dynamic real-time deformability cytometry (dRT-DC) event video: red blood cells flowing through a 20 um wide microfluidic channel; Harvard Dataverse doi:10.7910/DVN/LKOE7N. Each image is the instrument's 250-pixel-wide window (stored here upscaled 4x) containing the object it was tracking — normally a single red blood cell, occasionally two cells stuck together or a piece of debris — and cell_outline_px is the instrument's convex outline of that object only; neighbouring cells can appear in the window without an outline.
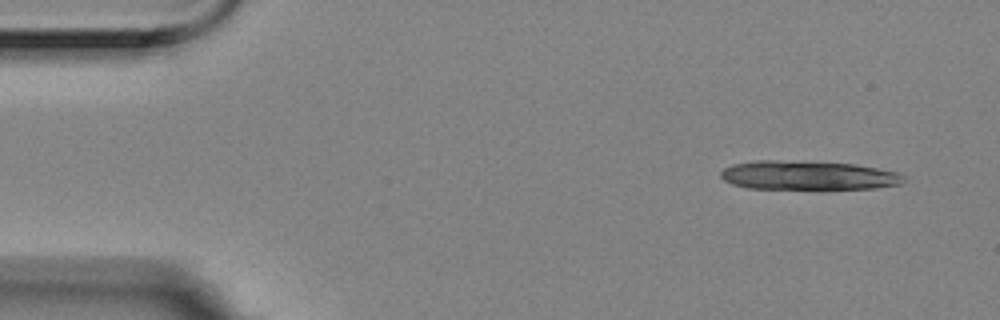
{"species": "Egyptian fruit bat (a non-hibernating species)", "species_latin": "Rousettus aegyptiacus", "temperature_condition": "room temperature", "stored_images_in_passage": 9, "camera_frame_rate_fps": 3000, "um_per_image_px": 0.085, "animal": {"sex": "female"}, "frame": {"image": 1, "passage_image": 1, "time_ms": 0.0, "image_size_px": [1000, 320], "cell_outline_px": [[904, 180], [900, 184], [876, 188], [748, 188], [732, 184], [724, 180], [720, 176], [720, 172], [724, 168], [732, 164], [756, 160], [772, 160], [856, 164], [896, 172], [904, 176]], "centroid_in_image_um": [68.64, 14.9], "position_along_channel_um": 16.4, "area_um2": 30.52}}
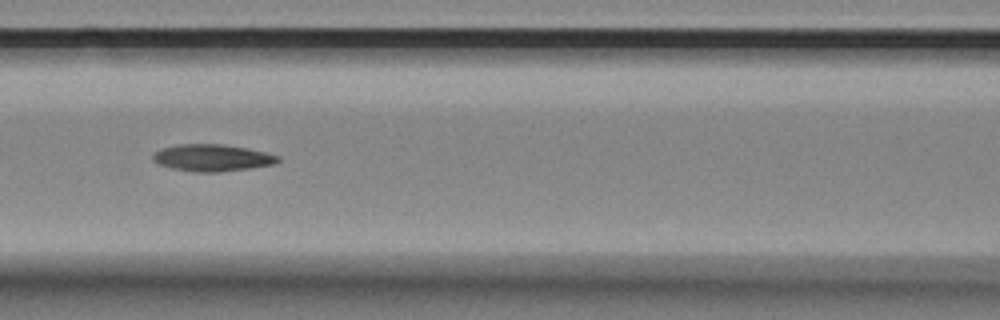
{"frame": {"image": 2, "passage_image": 7, "time_ms": 2.0, "image_size_px": [1000, 320], "cell_outline_px": [[280, 160], [276, 164], [252, 168], [220, 172], [192, 172], [172, 168], [160, 164], [152, 160], [152, 156], [156, 152], [164, 148], [180, 144], [220, 144], [248, 148], [280, 156]], "centroid_in_image_um": [18.08, 13.42], "position_along_channel_um": 148.5, "area_um2": 19.59}}
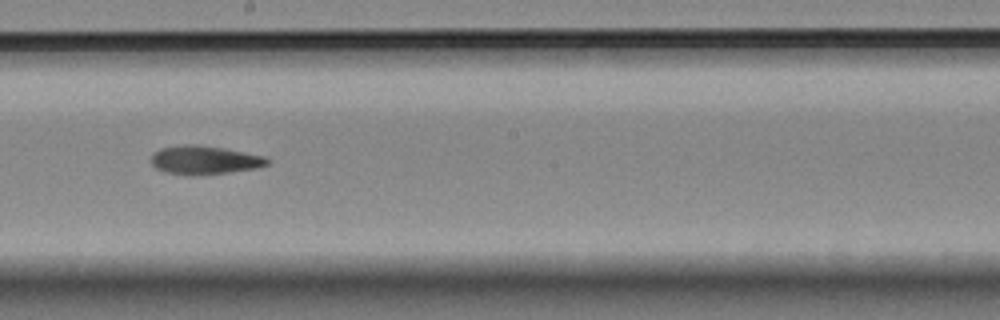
{"frame": {"image": 3, "passage_image": 9, "time_ms": 2.667, "image_size_px": [1000, 320], "cell_outline_px": [[268, 164], [256, 168], [228, 172], [164, 172], [156, 168], [152, 164], [152, 152], [160, 148], [184, 144], [196, 144], [224, 148], [264, 156], [268, 160]], "centroid_in_image_um": [17.37, 13.54], "position_along_channel_um": 230.8, "area_um2": 18.44}}